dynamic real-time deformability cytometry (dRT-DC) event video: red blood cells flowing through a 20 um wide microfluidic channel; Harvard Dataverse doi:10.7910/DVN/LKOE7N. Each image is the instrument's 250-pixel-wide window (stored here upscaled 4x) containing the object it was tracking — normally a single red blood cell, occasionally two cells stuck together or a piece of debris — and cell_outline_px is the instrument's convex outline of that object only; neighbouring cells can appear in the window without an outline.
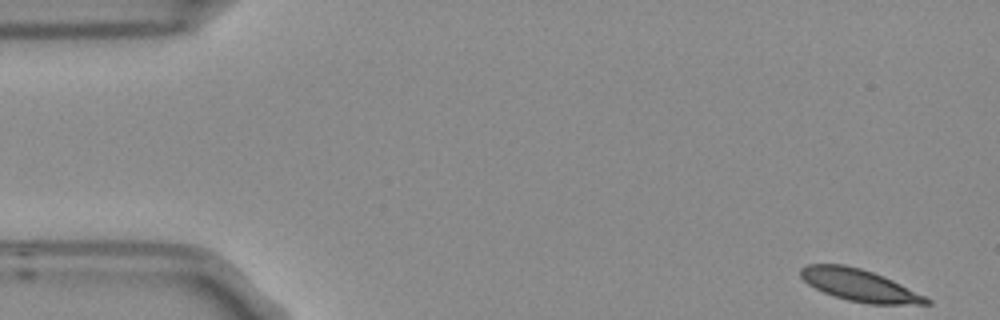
{"species": "Egyptian fruit bat (a non-hibernating species)", "species_latin": "Rousettus aegyptiacus", "temperature_condition": "room temperature", "stored_images_in_passage": 10, "camera_frame_rate_fps": 3000, "um_per_image_px": 0.085, "frame": {"image": 1, "passage_image": 1, "time_ms": 0.0, "image_size_px": [1000, 320], "cell_outline_px": [[932, 304], [868, 304], [848, 300], [832, 296], [808, 284], [800, 276], [800, 268], [808, 264], [844, 264], [860, 268], [872, 272], [892, 280], [932, 300]], "centroid_in_image_um": [73.02, 24.24], "position_along_channel_um": 12.0, "area_um2": 23.24}}
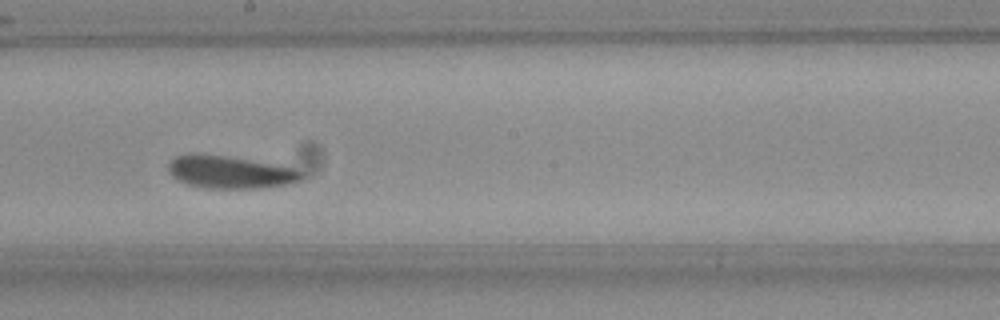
{"frame": {"image": 2, "passage_image": 9, "time_ms": 2.667, "image_size_px": [1000, 320], "cell_outline_px": [[304, 176], [300, 180], [292, 184], [260, 188], [208, 188], [188, 184], [176, 180], [168, 172], [168, 164], [176, 156], [196, 152], [200, 152], [248, 160], [292, 168], [304, 172]], "centroid_in_image_um": [19.52, 14.63], "position_along_channel_um": 228.7, "area_um2": 25.26}}
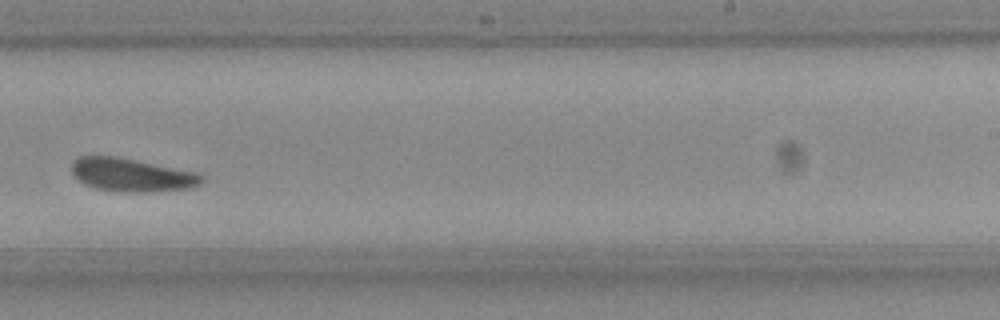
{"frame": {"image": 3, "passage_image": 10, "time_ms": 3.0, "image_size_px": [1000, 320], "cell_outline_px": [[204, 180], [200, 184], [192, 188], [152, 192], [124, 192], [96, 188], [84, 184], [72, 172], [72, 164], [80, 156], [112, 156], [196, 172], [204, 176]], "centroid_in_image_um": [11.23, 14.89], "position_along_channel_um": 277.8, "area_um2": 24.85}}